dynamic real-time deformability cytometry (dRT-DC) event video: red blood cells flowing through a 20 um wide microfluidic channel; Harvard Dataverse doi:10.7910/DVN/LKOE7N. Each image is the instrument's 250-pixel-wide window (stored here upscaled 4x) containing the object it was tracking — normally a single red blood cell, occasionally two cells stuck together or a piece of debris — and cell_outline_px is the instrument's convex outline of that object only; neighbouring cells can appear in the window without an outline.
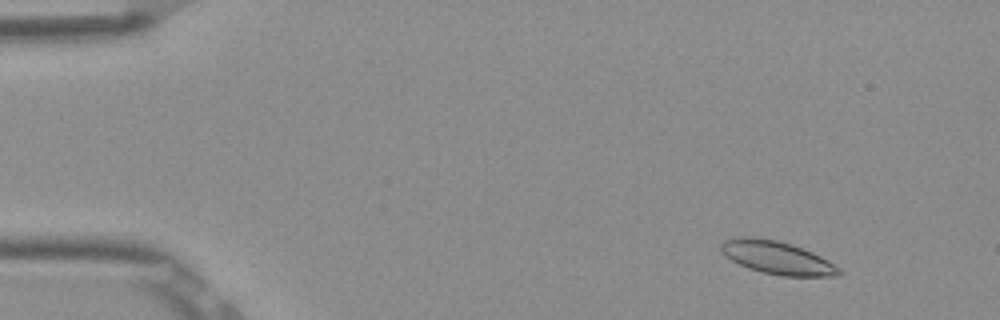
{"species": "Egyptian fruit bat (a non-hibernating species)", "species_latin": "Rousettus aegyptiacus", "temperature_condition": "room temperature", "stored_images_in_passage": 53, "camera_frame_rate_fps": 3000, "um_per_image_px": 0.085, "frame": {"image": 1, "passage_image": 6, "time_ms": 1.667, "image_size_px": [1000, 320], "cell_outline_px": [[844, 272], [840, 276], [780, 276], [748, 268], [724, 256], [720, 252], [720, 244], [724, 240], [736, 236], [744, 236], [776, 240], [792, 244], [812, 252], [828, 260], [840, 268]], "centroid_in_image_um": [66.05, 21.9], "position_along_channel_um": 19.0, "area_um2": 22.83}}
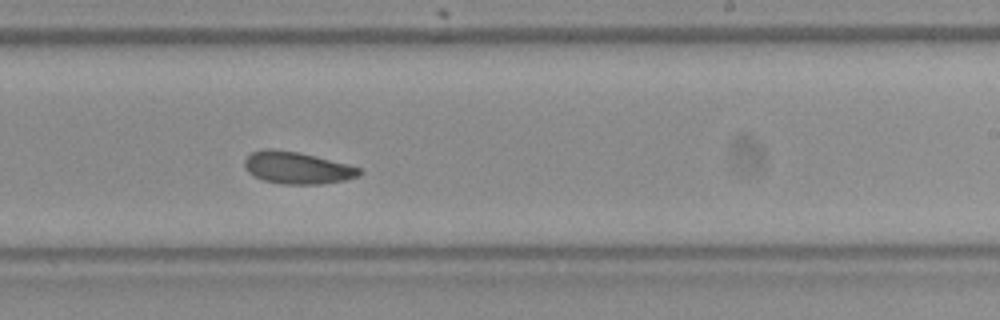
{"frame": {"image": 2, "passage_image": 33, "time_ms": 10.667, "image_size_px": [1000, 320], "cell_outline_px": [[364, 172], [360, 176], [344, 180], [320, 184], [284, 184], [264, 180], [248, 172], [244, 168], [244, 160], [252, 152], [264, 148], [272, 148], [300, 152], [348, 164], [360, 168]], "centroid_in_image_um": [25.27, 14.25], "position_along_channel_um": 263.7, "area_um2": 21.56}}
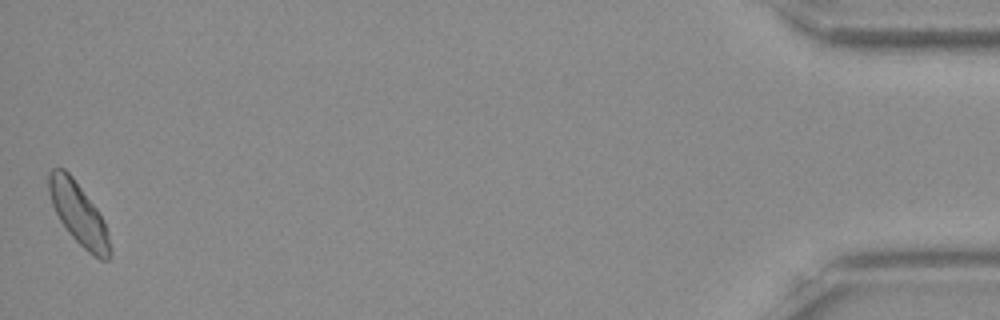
{"frame": {"image": 3, "passage_image": 53, "time_ms": 17.333, "image_size_px": [1000, 320], "cell_outline_px": [[112, 256], [108, 260], [100, 260], [88, 252], [68, 232], [60, 220], [52, 204], [48, 192], [48, 172], [52, 168], [64, 168], [72, 176], [96, 208], [108, 232], [112, 252]], "centroid_in_image_um": [6.68, 18.18], "position_along_channel_um": 428.5, "area_um2": 21.91}, "authors_computed_cell_mechanics": {"area_um2": 21.7328, "velocity_mm_per_s": 3.8394, "shape_relaxation_time_tau1_ms": 3.1406, "shape_relaxation_time_tau2_ms": 2.6982, "deformation_change_tau1": 0.0804, "deformation_change_tau2": 0.0782}}